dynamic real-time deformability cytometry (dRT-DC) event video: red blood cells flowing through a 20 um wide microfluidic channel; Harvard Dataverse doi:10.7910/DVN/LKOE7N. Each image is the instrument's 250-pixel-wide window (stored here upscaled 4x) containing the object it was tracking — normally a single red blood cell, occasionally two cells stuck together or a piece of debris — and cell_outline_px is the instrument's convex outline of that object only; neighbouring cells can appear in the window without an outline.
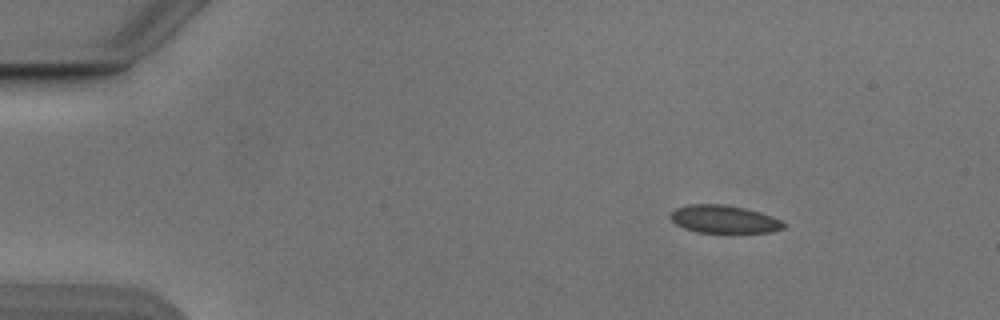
{"species": "Egyptian fruit bat (a non-hibernating species)", "species_latin": "Rousettus aegyptiacus", "temperature_condition": "cold", "stored_images_in_passage": 46, "camera_frame_rate_fps": 3000, "um_per_image_px": 0.085, "animal": {"sex": "male"}, "frame": {"image": 1, "passage_image": 1, "time_ms": 0.0, "image_size_px": [1000, 320], "cell_outline_px": [[784, 228], [768, 232], [696, 232], [684, 228], [676, 224], [668, 216], [676, 208], [688, 204], [724, 204], [744, 208], [760, 212], [772, 216], [780, 220], [784, 224]], "centroid_in_image_um": [61.5, 18.62], "position_along_channel_um": 23.5, "area_um2": 18.21}}
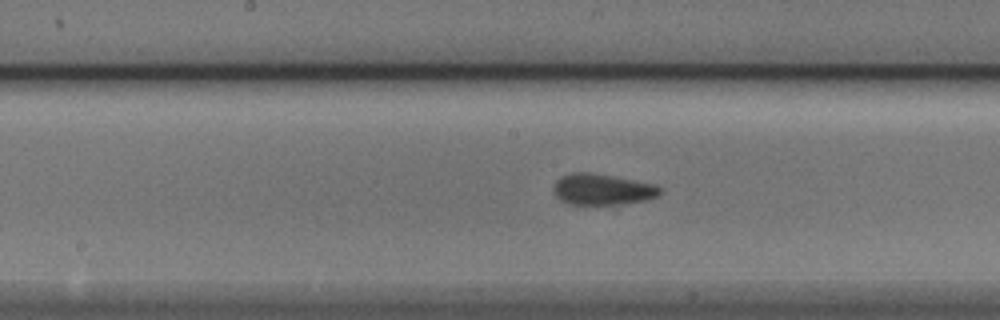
{"frame": {"image": 2, "passage_image": 21, "time_ms": 6.667, "image_size_px": [1000, 320], "cell_outline_px": [[664, 192], [648, 200], [608, 204], [568, 204], [560, 200], [552, 192], [552, 188], [556, 180], [564, 176], [576, 172], [588, 172], [652, 184], [660, 188]], "centroid_in_image_um": [51.14, 16.11], "position_along_channel_um": 197.1, "area_um2": 18.84}}
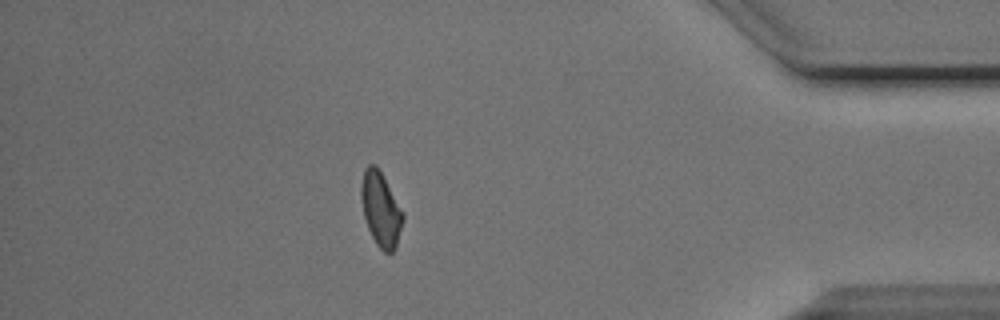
{"frame": {"image": 3, "passage_image": 40, "time_ms": 13.0, "image_size_px": [1000, 320], "cell_outline_px": [[404, 220], [396, 248], [392, 252], [384, 252], [376, 244], [368, 228], [364, 216], [360, 196], [360, 184], [364, 168], [368, 164], [376, 164], [404, 212]], "centroid_in_image_um": [32.36, 17.77], "position_along_channel_um": 402.8, "area_um2": 18.26}, "authors_computed_cell_mechanics": {"area_um2": 18.7272, "velocity_mm_per_s": 3.8779, "shape_relaxation_time_tau1_ms": null, "shape_relaxation_time_tau2_ms": 1.9698, "deformation_change_tau1": null, "deformation_change_tau2": 0.0702}}